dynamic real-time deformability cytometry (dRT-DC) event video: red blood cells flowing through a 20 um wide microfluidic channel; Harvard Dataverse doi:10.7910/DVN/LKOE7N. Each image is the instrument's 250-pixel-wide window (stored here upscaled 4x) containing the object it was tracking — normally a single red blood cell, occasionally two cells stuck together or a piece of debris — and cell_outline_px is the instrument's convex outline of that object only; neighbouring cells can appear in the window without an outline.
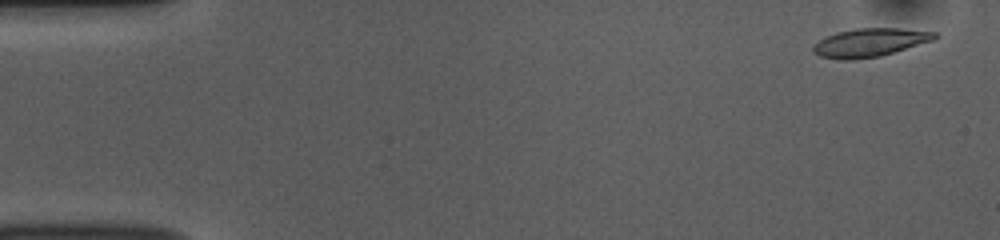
{"species": "common noctule bat (a hibernating species)", "species_latin": "Nyctalus noctula", "temperature_condition": "room temperature", "stored_images_in_passage": 52, "camera_frame_rate_fps": 3000, "um_per_image_px": 0.085, "animal": {"sex": "female", "body_mass_g": 10.0, "forearm_length_mm": 53.1}, "frame": {"image": 1, "passage_image": 2, "time_ms": 0.333, "image_size_px": [1000, 240], "cell_outline_px": [[940, 36], [936, 40], [880, 56], [852, 60], [840, 60], [820, 56], [812, 52], [812, 44], [824, 36], [836, 32], [856, 28], [900, 28], [936, 32]], "centroid_in_image_um": [73.93, 3.61], "position_along_channel_um": 11.1, "area_um2": 20.52}}
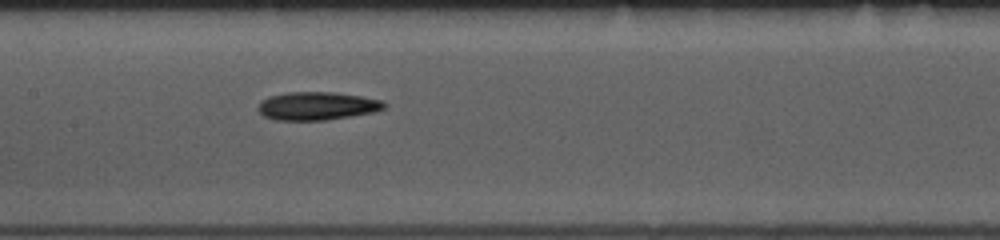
{"frame": {"image": 2, "passage_image": 25, "time_ms": 8.0, "image_size_px": [1000, 240], "cell_outline_px": [[388, 104], [384, 108], [372, 112], [352, 116], [324, 120], [276, 120], [264, 116], [256, 108], [260, 100], [268, 96], [288, 92], [332, 92], [360, 96], [380, 100]], "centroid_in_image_um": [26.9, 9.0], "position_along_channel_um": 180.5, "area_um2": 20.69}}
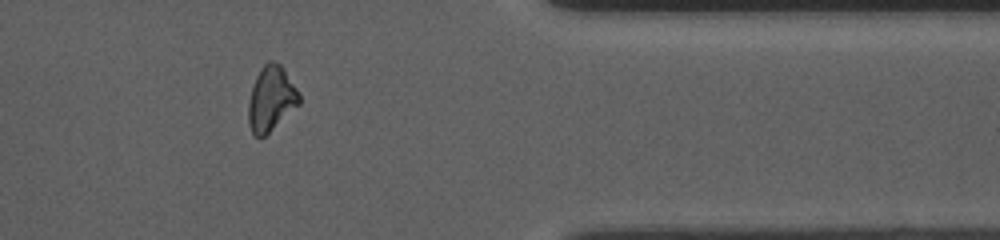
{"frame": {"image": 3, "passage_image": 43, "time_ms": 14.0, "image_size_px": [1000, 240], "cell_outline_px": [[300, 104], [260, 140], [252, 132], [248, 124], [248, 100], [256, 76], [260, 68], [268, 60], [272, 60], [280, 64], [284, 68], [300, 92]], "centroid_in_image_um": [23.05, 8.38], "position_along_channel_um": 388.4, "area_um2": 19.48}, "authors_computed_cell_mechanics": {"area_um2": 20.1144, "velocity_mm_per_s": 3.7723, "shape_relaxation_time_tau1_ms": 3.0897, "shape_relaxation_time_tau2_ms": 7.9908, "deformation_change_tau1": 0.1259, "deformation_change_tau2": 0.1812}}